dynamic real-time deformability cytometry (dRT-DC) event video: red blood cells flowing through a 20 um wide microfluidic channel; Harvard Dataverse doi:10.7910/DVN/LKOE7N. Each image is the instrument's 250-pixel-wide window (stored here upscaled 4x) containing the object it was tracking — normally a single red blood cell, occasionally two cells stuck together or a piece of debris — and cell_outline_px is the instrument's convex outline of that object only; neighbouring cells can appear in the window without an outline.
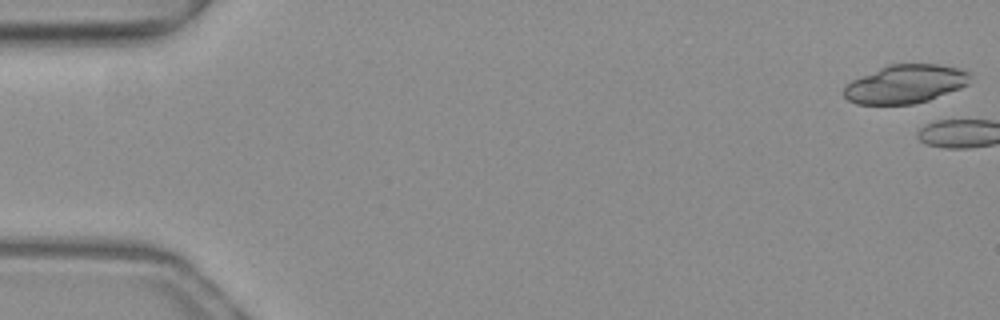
{"species": "common noctule bat (a hibernating species)", "species_latin": "Nyctalus noctula", "temperature_condition": "warm", "stored_images_in_passage": 3, "camera_frame_rate_fps": 3000, "um_per_image_px": 0.085, "animal": {"sex": "female", "body_mass_g": 19.3, "forearm_length_mm": 54.1}, "frame": {"image": 1, "passage_image": 1, "time_ms": 0.0, "image_size_px": [1000, 320], "cell_outline_px": [[972, 76], [968, 84], [960, 88], [928, 100], [912, 104], [856, 104], [848, 100], [844, 96], [844, 88], [852, 80], [888, 64], [940, 64], [960, 68], [968, 72]], "centroid_in_image_um": [76.98, 7.13], "position_along_channel_um": 8.0, "area_um2": 28.26}}